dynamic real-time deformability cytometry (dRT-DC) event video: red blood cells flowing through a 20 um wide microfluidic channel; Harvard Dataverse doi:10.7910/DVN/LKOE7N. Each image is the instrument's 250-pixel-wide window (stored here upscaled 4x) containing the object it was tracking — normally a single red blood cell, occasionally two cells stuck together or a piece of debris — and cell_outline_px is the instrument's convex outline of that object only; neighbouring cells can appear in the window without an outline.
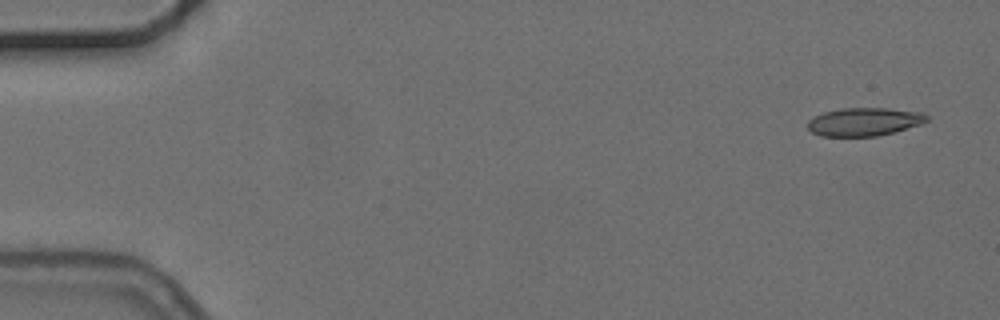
{"species": "common noctule bat (a hibernating species)", "species_latin": "Nyctalus noctula", "temperature_condition": "cold", "stored_images_in_passage": 5, "camera_frame_rate_fps": 3000, "um_per_image_px": 0.085, "animal": {"sex": "female", "body_mass_g": 24.6, "forearm_length_mm": 56.2}, "frame": {"image": 1, "passage_image": 1, "time_ms": 0.0, "image_size_px": [1000, 320], "cell_outline_px": [[928, 120], [924, 124], [876, 136], [820, 136], [812, 132], [808, 128], [808, 120], [812, 116], [824, 112], [840, 108], [888, 108], [924, 112], [928, 116]], "centroid_in_image_um": [73.47, 10.34], "position_along_channel_um": 11.5, "area_um2": 19.77}}
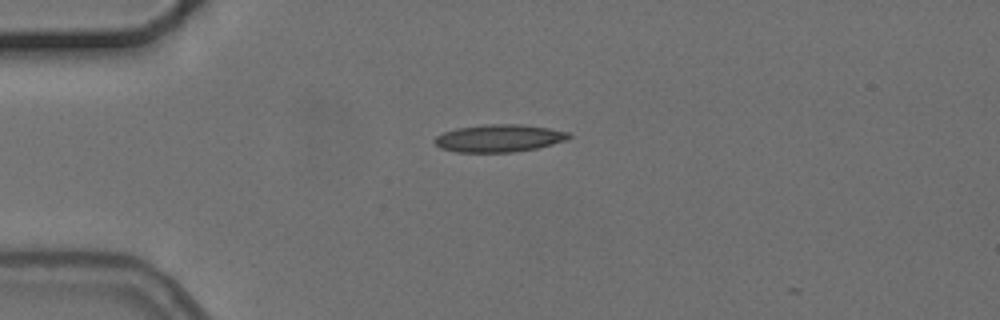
{"frame": {"image": 2, "passage_image": 4, "time_ms": 3.667, "image_size_px": [1000, 320], "cell_outline_px": [[572, 136], [568, 140], [536, 148], [512, 152], [456, 152], [440, 148], [432, 140], [436, 136], [444, 132], [456, 128], [488, 124], [524, 124], [548, 128], [568, 132]], "centroid_in_image_um": [42.41, 11.74], "position_along_channel_um": 42.6, "area_um2": 21.56}}